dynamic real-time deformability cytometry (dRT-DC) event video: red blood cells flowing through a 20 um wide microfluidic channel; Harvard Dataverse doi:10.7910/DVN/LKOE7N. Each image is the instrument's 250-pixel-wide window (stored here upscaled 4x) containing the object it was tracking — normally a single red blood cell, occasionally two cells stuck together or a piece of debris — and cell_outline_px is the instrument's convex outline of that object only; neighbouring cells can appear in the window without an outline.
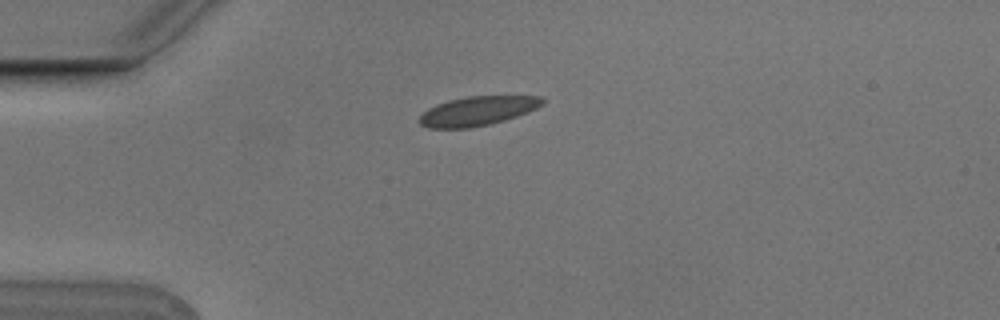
{"species": "Egyptian fruit bat (a non-hibernating species)", "species_latin": "Rousettus aegyptiacus", "temperature_condition": "cold", "stored_images_in_passage": 5, "camera_frame_rate_fps": 3000, "um_per_image_px": 0.085, "animal": {"sex": "male"}, "frame": {"image": 1, "passage_image": 1, "time_ms": 0.0, "image_size_px": [1000, 320], "cell_outline_px": [[544, 104], [528, 112], [504, 120], [488, 124], [468, 128], [428, 128], [420, 124], [416, 120], [428, 108], [436, 104], [448, 100], [468, 96], [544, 96]], "centroid_in_image_um": [40.57, 9.43], "position_along_channel_um": 44.4, "area_um2": 20.98}}
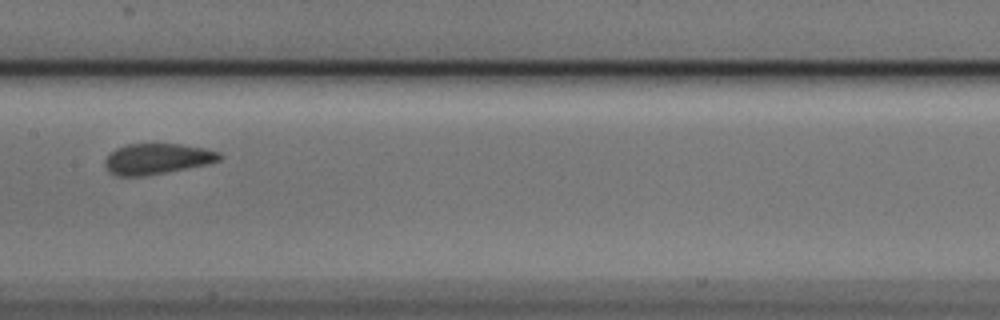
{"frame": {"image": 2, "passage_image": 5, "time_ms": 1.333, "image_size_px": [1000, 320], "cell_outline_px": [[224, 156], [220, 160], [208, 164], [144, 176], [116, 176], [108, 172], [104, 164], [104, 160], [116, 148], [128, 144], [180, 144], [204, 148], [220, 152]], "centroid_in_image_um": [13.36, 13.5], "position_along_channel_um": 194.0, "area_um2": 20.52}}